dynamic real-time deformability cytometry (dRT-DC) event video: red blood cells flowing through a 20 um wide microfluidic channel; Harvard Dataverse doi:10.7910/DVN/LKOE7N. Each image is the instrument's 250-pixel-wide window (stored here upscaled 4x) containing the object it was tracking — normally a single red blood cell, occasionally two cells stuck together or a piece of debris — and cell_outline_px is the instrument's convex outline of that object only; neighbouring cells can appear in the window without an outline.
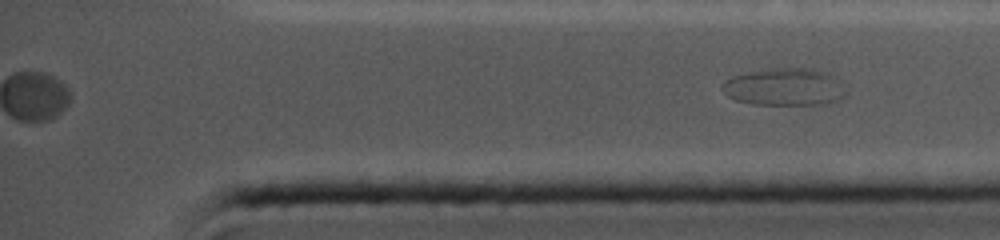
{"species": "common noctule bat (a hibernating species)", "species_latin": "Nyctalus noctula", "temperature_condition": "cold", "stored_images_in_passage": 39, "segment_of_instrument_passage": [2, 2], "camera_frame_rate_fps": 5000, "um_per_image_px": 0.085, "animal": {"sex": "female", "body_mass_g": 19.0, "forearm_length_mm": 56.7}, "frame": {"image": 1, "passage_image": 39, "time_ms": 13.2, "image_size_px": [1000, 240], "cell_outline_px": [[844, 96], [828, 104], [752, 104], [736, 100], [728, 96], [720, 88], [720, 84], [724, 80], [732, 76], [748, 72], [784, 68], [812, 68], [828, 72], [836, 80], [844, 92]], "centroid_in_image_um": [66.61, 7.39], "position_along_channel_um": 368.6, "area_um2": 26.59}}